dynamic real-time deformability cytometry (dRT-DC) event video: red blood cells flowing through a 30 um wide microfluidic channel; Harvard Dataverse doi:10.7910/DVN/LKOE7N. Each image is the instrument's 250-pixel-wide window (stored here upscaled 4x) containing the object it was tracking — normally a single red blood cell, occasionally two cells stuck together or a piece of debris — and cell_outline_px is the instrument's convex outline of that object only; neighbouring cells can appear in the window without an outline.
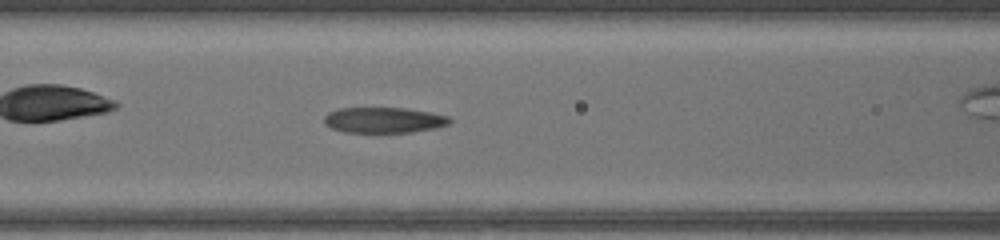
{"species": "common noctule bat (a hibernating species)", "species_latin": "Nyctalus noctula", "temperature_condition": "warm", "stored_images_in_passage": 34, "camera_frame_rate_fps": 3000, "um_per_image_px": 0.085, "animal": {"sex": "female", "body_mass_g": 17.0, "forearm_length_mm": 48.0}, "frame": {"image": 1, "passage_image": 6, "time_ms": 1.667, "image_size_px": [1000, 240], "cell_outline_px": [[452, 120], [448, 124], [436, 128], [412, 132], [344, 132], [332, 128], [324, 124], [324, 116], [328, 112], [340, 108], [404, 108], [428, 112], [448, 116]], "centroid_in_image_um": [32.6, 10.21], "position_along_channel_um": 134.0, "area_um2": 18.67}}
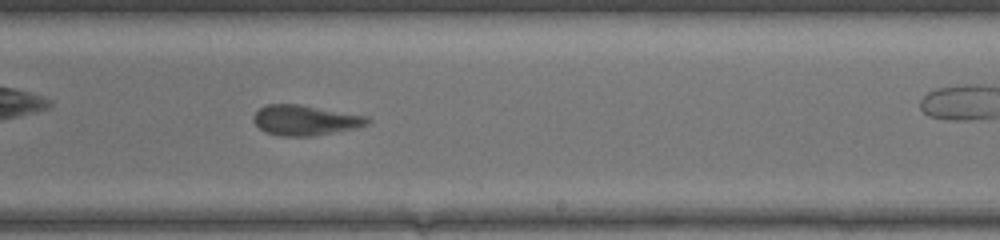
{"frame": {"image": 2, "passage_image": 15, "time_ms": 4.667, "image_size_px": [1000, 240], "cell_outline_px": [[372, 120], [368, 124], [356, 128], [312, 136], [280, 136], [264, 132], [252, 120], [252, 116], [260, 108], [268, 104], [300, 104], [368, 116]], "centroid_in_image_um": [25.94, 10.22], "position_along_channel_um": 263.1, "area_um2": 20.17}, "authors_computed_cell_mechanics": {"area_um2": 20.5768, "velocity_mm_per_s": 4.3066, "shape_relaxation_time_tau1_ms": 3.3455, "shape_relaxation_time_tau2_ms": 1.6796, "deformation_change_tau1": 0.132, "deformation_change_tau2": 0.1011}}